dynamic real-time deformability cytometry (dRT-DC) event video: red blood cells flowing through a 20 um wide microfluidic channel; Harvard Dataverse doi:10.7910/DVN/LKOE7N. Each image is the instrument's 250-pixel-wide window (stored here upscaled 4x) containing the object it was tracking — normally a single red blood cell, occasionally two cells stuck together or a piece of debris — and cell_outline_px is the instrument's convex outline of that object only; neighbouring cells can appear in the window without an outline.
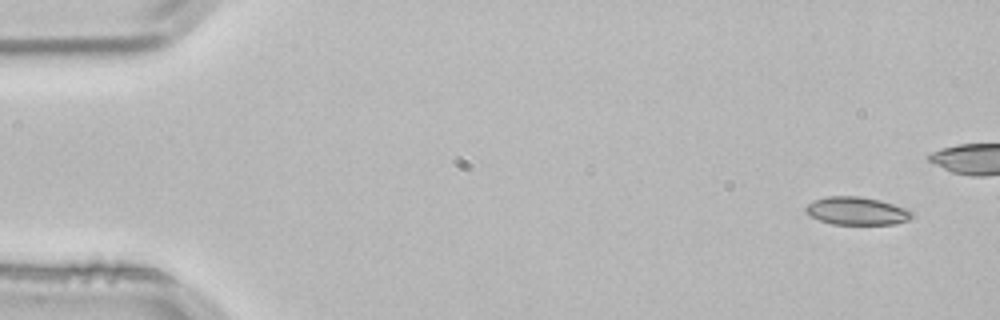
{"species": "common noctule bat (a hibernating species)", "species_latin": "Nyctalus noctula", "temperature_condition": "room temperature", "stored_images_in_passage": 5, "camera_frame_rate_fps": 3000, "um_per_image_px": 0.085, "animal": {"sex": "male", "body_mass_g": 21.5, "forearm_length_mm": 52.0}, "frame": {"image": 1, "passage_image": 1, "time_ms": 0.0, "image_size_px": [1000, 320], "cell_outline_px": [[912, 216], [908, 220], [896, 224], [832, 224], [820, 220], [804, 212], [804, 208], [812, 200], [828, 196], [860, 196], [880, 200], [904, 208], [912, 212]], "centroid_in_image_um": [72.78, 17.92], "position_along_channel_um": 12.2, "area_um2": 17.22}}